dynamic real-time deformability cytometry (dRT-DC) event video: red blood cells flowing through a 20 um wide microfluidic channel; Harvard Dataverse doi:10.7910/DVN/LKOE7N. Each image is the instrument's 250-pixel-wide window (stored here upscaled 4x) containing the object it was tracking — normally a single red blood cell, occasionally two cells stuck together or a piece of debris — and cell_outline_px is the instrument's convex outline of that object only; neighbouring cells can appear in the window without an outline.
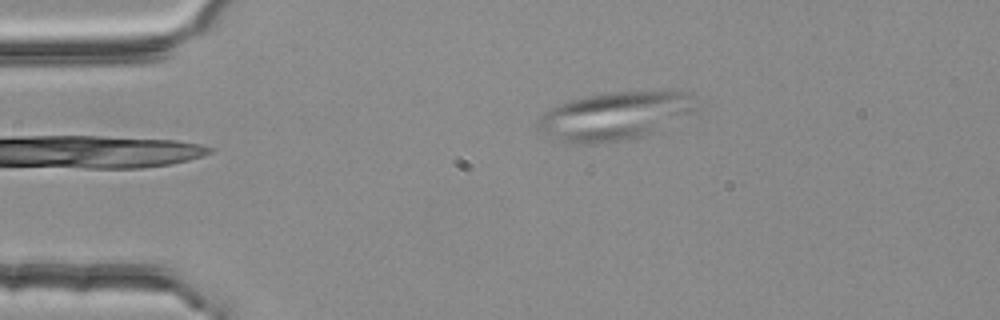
{"species": "common noctule bat (a hibernating species)", "species_latin": "Nyctalus noctula", "temperature_condition": "room temperature", "stored_images_in_passage": 2, "camera_frame_rate_fps": 3000, "um_per_image_px": 0.085, "animal": {"sex": "female", "body_mass_g": 25.1}, "frame": {"image": 1, "passage_image": 2, "time_ms": 0.333, "image_size_px": [1000, 320], "cell_outline_px": [[696, 108], [692, 112], [652, 132], [628, 140], [596, 144], [572, 144], [540, 136], [536, 132], [536, 120], [544, 112], [560, 104], [584, 96], [604, 92], [684, 92], [696, 96]], "centroid_in_image_um": [52.13, 9.89], "position_along_channel_um": 32.9, "area_um2": 44.62}}